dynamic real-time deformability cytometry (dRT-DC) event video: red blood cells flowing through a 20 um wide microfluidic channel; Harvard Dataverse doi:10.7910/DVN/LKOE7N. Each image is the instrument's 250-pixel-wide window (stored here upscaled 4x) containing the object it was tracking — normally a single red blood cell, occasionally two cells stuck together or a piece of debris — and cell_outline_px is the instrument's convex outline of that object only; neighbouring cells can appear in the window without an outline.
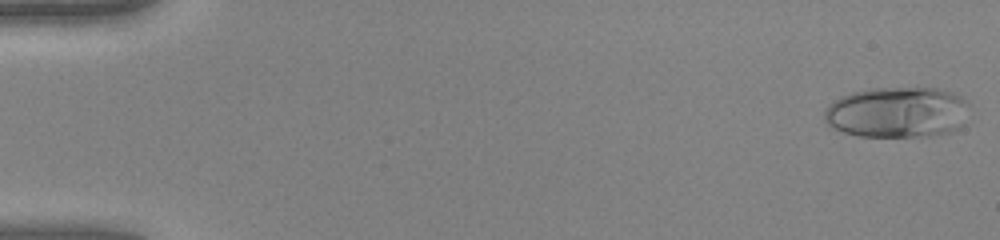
{"species": "human", "species_latin": "Homo sapiens", "temperature_condition": "warm", "stored_images_in_passage": 48, "camera_frame_rate_fps": 3000, "um_per_image_px": 0.085, "donor": {"sex": "female"}, "frame": {"image": 1, "passage_image": 1, "time_ms": 0.0, "image_size_px": [1000, 240], "cell_outline_px": [[968, 104], [964, 124], [960, 128], [952, 132], [928, 136], [856, 136], [844, 132], [828, 124], [824, 120], [824, 108], [828, 104], [840, 96], [852, 92], [868, 88], [936, 88], [952, 92], [960, 96]], "centroid_in_image_um": [76.26, 9.54], "position_along_channel_um": 8.7, "area_um2": 43.23}}
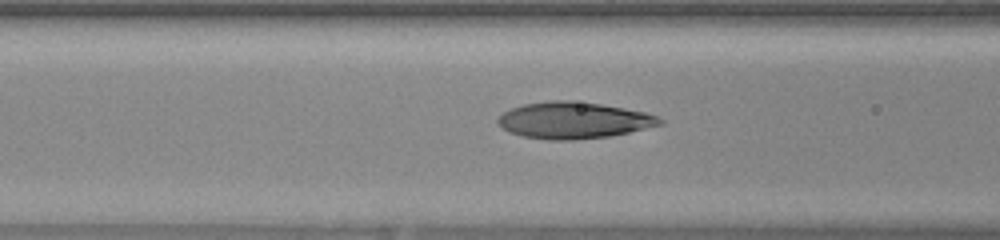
{"frame": {"image": 2, "passage_image": 20, "time_ms": 6.333, "image_size_px": [1000, 240], "cell_outline_px": [[664, 124], [628, 132], [608, 136], [576, 140], [548, 140], [524, 136], [508, 132], [496, 124], [496, 120], [504, 112], [512, 108], [524, 104], [548, 100], [572, 100], [600, 104], [624, 108], [644, 112], [656, 116], [664, 120]], "centroid_in_image_um": [48.73, 10.22], "position_along_channel_um": 117.9, "area_um2": 34.51}}
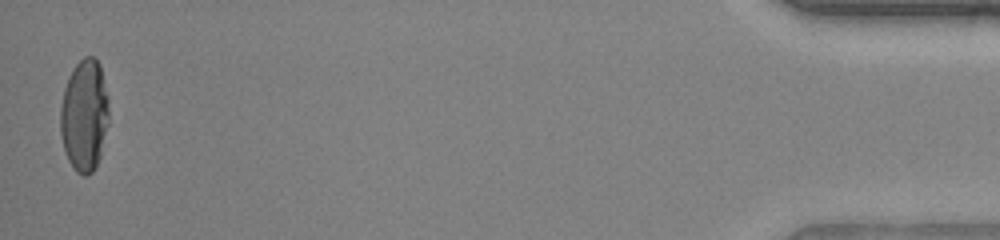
{"frame": {"image": 3, "passage_image": 48, "time_ms": 15.667, "image_size_px": [1000, 240], "cell_outline_px": [[108, 124], [100, 156], [92, 172], [88, 176], [84, 176], [76, 172], [68, 160], [64, 148], [60, 132], [60, 108], [64, 88], [68, 76], [72, 68], [84, 56], [92, 56], [100, 64], [108, 100]], "centroid_in_image_um": [7.16, 9.8], "position_along_channel_um": 428.0, "area_um2": 31.73}, "authors_computed_cell_mechanics": {"area_um2": 33.813, "velocity_mm_per_s": 4.246, "shape_relaxation_time_tau1_ms": 9.2822, "shape_relaxation_time_tau2_ms": 0.9189, "deformation_change_tau1": 0.3502, "deformation_change_tau2": 0.0679}}